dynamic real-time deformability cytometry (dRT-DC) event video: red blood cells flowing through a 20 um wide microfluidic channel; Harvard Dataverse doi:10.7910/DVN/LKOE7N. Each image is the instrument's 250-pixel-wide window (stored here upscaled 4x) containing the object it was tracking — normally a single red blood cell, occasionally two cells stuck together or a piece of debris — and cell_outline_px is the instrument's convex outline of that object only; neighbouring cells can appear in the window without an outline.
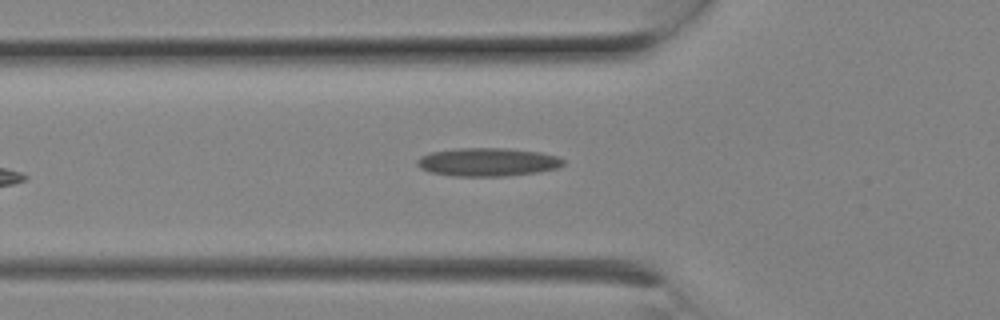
{"species": "Egyptian fruit bat (a non-hibernating species)", "species_latin": "Rousettus aegyptiacus", "temperature_condition": "room temperature", "stored_images_in_passage": 9, "camera_frame_rate_fps": 3000, "um_per_image_px": 0.085, "animal": {"sex": "female"}, "frame": {"image": 1, "passage_image": 9, "time_ms": 2.667, "image_size_px": [1000, 320], "cell_outline_px": [[564, 164], [560, 168], [536, 172], [504, 176], [452, 176], [428, 172], [420, 168], [416, 164], [416, 160], [420, 156], [432, 152], [456, 148], [508, 148], [540, 152], [560, 156], [564, 160]], "centroid_in_image_um": [41.45, 13.77], "position_along_channel_um": 84.3, "area_um2": 24.39}}